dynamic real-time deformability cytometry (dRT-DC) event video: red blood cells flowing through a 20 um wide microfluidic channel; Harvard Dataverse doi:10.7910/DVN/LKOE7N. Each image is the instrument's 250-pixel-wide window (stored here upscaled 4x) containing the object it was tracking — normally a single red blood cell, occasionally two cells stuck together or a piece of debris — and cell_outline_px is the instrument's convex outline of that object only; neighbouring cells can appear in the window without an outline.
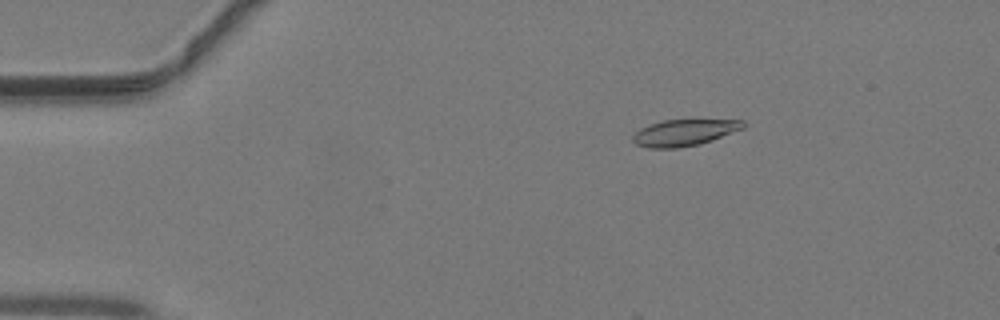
{"species": "common noctule bat (a hibernating species)", "species_latin": "Nyctalus noctula", "temperature_condition": "warm", "stored_images_in_passage": 44, "camera_frame_rate_fps": 3000, "um_per_image_px": 0.085, "animal": {"sex": "male", "body_mass_g": 19.2, "forearm_length_mm": 51.8}, "frame": {"image": 1, "passage_image": 7, "time_ms": 2.0, "image_size_px": [1000, 320], "cell_outline_px": [[748, 124], [744, 128], [700, 144], [676, 148], [648, 148], [636, 144], [632, 140], [632, 136], [640, 128], [664, 120], [744, 120]], "centroid_in_image_um": [58.17, 11.27], "position_along_channel_um": 26.8, "area_um2": 16.88}}
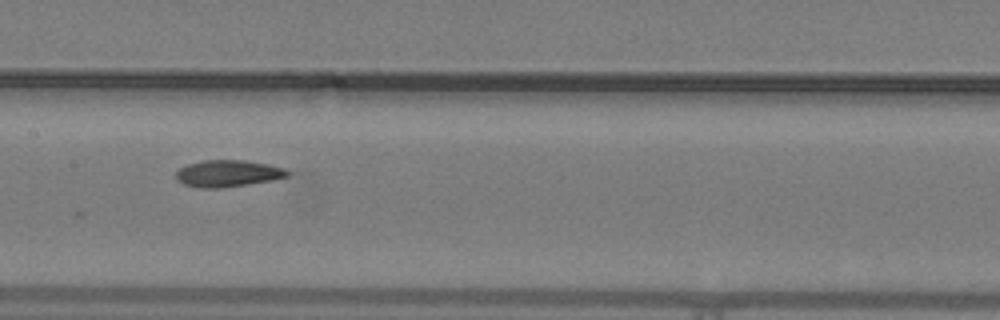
{"frame": {"image": 2, "passage_image": 22, "time_ms": 7.0, "image_size_px": [1000, 320], "cell_outline_px": [[292, 172], [288, 176], [272, 180], [248, 184], [220, 188], [200, 188], [184, 184], [176, 180], [176, 172], [180, 168], [188, 164], [204, 160], [244, 160], [268, 164], [284, 168]], "centroid_in_image_um": [19.38, 14.74], "position_along_channel_um": 188.0, "area_um2": 17.4}}
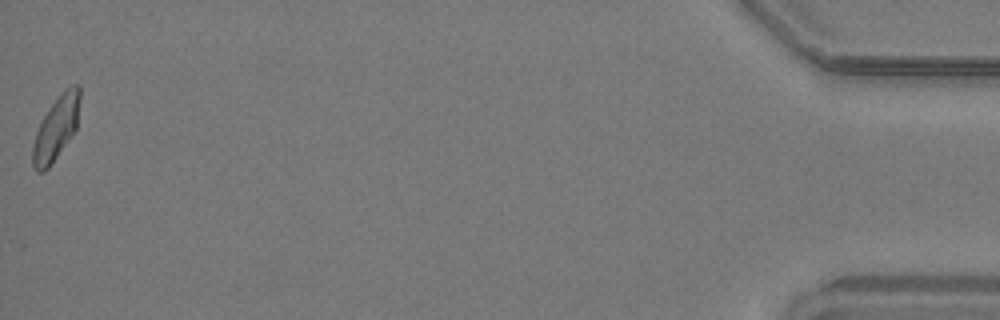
{"frame": {"image": 3, "passage_image": 44, "time_ms": 14.333, "image_size_px": [1000, 320], "cell_outline_px": [[80, 96], [76, 128], [48, 168], [44, 172], [36, 172], [32, 164], [32, 148], [36, 132], [48, 108], [60, 92], [64, 88], [72, 84], [76, 84], [80, 88]], "centroid_in_image_um": [4.75, 10.86], "position_along_channel_um": 430.4, "area_um2": 17.28}}